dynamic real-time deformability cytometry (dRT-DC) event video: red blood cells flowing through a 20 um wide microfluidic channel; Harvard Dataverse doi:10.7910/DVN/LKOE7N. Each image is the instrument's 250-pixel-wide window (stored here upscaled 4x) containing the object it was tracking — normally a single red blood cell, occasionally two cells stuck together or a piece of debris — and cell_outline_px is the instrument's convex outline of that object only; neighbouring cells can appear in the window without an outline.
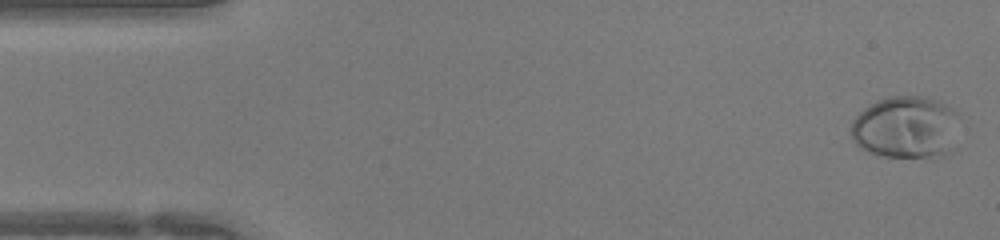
{"species": "human", "species_latin": "Homo sapiens", "temperature_condition": "warm", "stored_images_in_passage": 18, "camera_frame_rate_fps": 3000, "um_per_image_px": 0.085, "donor": {"sex": "female"}, "frame": {"image": 1, "passage_image": 1, "time_ms": 0.0, "image_size_px": [1000, 240], "cell_outline_px": [[956, 112], [944, 152], [928, 156], [884, 156], [868, 152], [860, 148], [852, 140], [852, 120], [864, 108], [876, 100], [888, 96], [924, 96], [940, 100], [948, 104]], "centroid_in_image_um": [76.83, 10.75], "position_along_channel_um": 8.2, "area_um2": 37.8}}
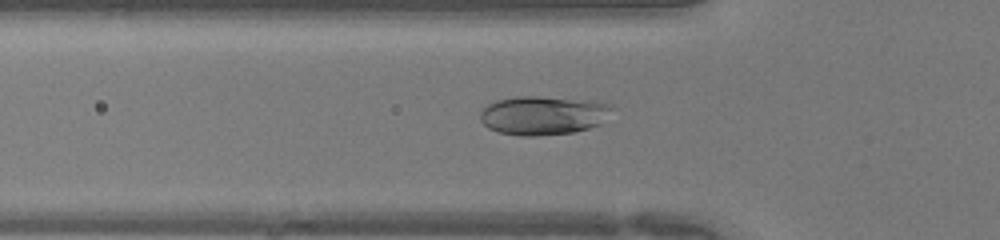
{"frame": {"image": 2, "passage_image": 14, "time_ms": 4.333, "image_size_px": [1000, 240], "cell_outline_px": [[616, 108], [600, 124], [588, 128], [572, 132], [536, 136], [520, 136], [500, 132], [488, 128], [480, 120], [480, 112], [488, 104], [496, 100], [516, 96], [536, 96], [596, 100], [612, 104]], "centroid_in_image_um": [46.21, 9.78], "position_along_channel_um": 79.6, "area_um2": 30.23}}
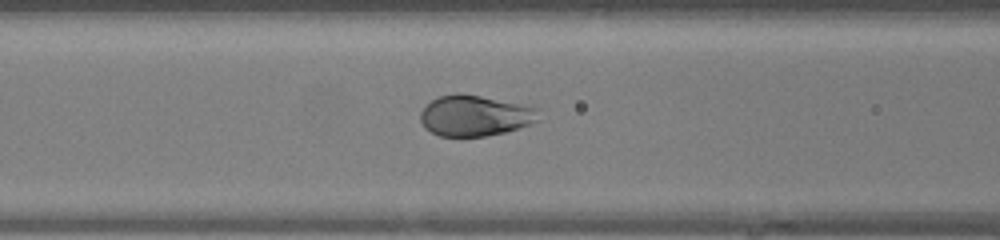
{"frame": {"image": 3, "passage_image": 17, "time_ms": 5.333, "image_size_px": [1000, 240], "cell_outline_px": [[540, 108], [536, 120], [532, 124], [504, 132], [484, 136], [440, 136], [424, 128], [420, 120], [420, 112], [432, 100], [440, 96], [456, 92], [460, 92], [532, 104]], "centroid_in_image_um": [40.42, 9.8], "position_along_channel_um": 126.2, "area_um2": 28.67}}